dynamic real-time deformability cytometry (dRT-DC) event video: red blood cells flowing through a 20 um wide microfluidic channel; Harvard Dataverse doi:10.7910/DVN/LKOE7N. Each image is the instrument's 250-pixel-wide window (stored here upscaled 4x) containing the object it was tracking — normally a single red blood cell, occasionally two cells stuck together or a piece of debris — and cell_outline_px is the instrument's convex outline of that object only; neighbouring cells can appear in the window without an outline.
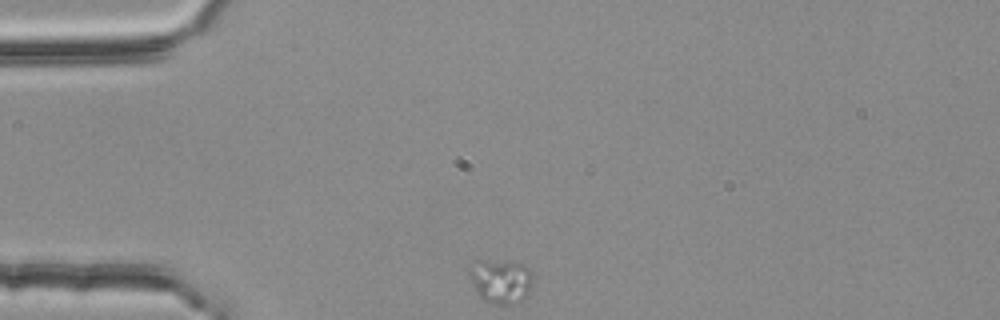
{"species": "common noctule bat (a hibernating species)", "species_latin": "Nyctalus noctula", "temperature_condition": "room temperature", "stored_images_in_passage": 3, "camera_frame_rate_fps": 3000, "um_per_image_px": 0.085, "animal": {"sex": "female", "body_mass_g": 25.1}, "frame": {"image": 1, "passage_image": 3, "time_ms": 0.667, "image_size_px": [1000, 320], "cell_outline_px": [[532, 284], [528, 296], [516, 304], [496, 304], [484, 300], [480, 296], [472, 284], [468, 272], [468, 268], [472, 260], [508, 260], [524, 264], [532, 272]], "centroid_in_image_um": [42.57, 23.86], "position_along_channel_um": 42.4, "area_um2": 16.88}}